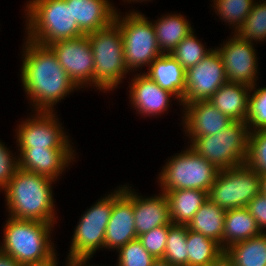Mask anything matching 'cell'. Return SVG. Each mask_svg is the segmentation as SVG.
Listing matches in <instances>:
<instances>
[{
	"label": "cell",
	"mask_w": 266,
	"mask_h": 266,
	"mask_svg": "<svg viewBox=\"0 0 266 266\" xmlns=\"http://www.w3.org/2000/svg\"><path fill=\"white\" fill-rule=\"evenodd\" d=\"M23 44L20 77L26 97H29L34 111L53 112L54 105L79 88L49 46L28 39Z\"/></svg>",
	"instance_id": "6da1fadb"
},
{
	"label": "cell",
	"mask_w": 266,
	"mask_h": 266,
	"mask_svg": "<svg viewBox=\"0 0 266 266\" xmlns=\"http://www.w3.org/2000/svg\"><path fill=\"white\" fill-rule=\"evenodd\" d=\"M55 180L17 168L2 190L9 217L55 223L56 211L52 183Z\"/></svg>",
	"instance_id": "7a4b0ae2"
},
{
	"label": "cell",
	"mask_w": 266,
	"mask_h": 266,
	"mask_svg": "<svg viewBox=\"0 0 266 266\" xmlns=\"http://www.w3.org/2000/svg\"><path fill=\"white\" fill-rule=\"evenodd\" d=\"M25 7L28 40L48 46L84 35L66 0H29Z\"/></svg>",
	"instance_id": "3957f363"
},
{
	"label": "cell",
	"mask_w": 266,
	"mask_h": 266,
	"mask_svg": "<svg viewBox=\"0 0 266 266\" xmlns=\"http://www.w3.org/2000/svg\"><path fill=\"white\" fill-rule=\"evenodd\" d=\"M3 231L0 251L23 266L51 258L56 252L50 234L54 224L9 217Z\"/></svg>",
	"instance_id": "277c9868"
},
{
	"label": "cell",
	"mask_w": 266,
	"mask_h": 266,
	"mask_svg": "<svg viewBox=\"0 0 266 266\" xmlns=\"http://www.w3.org/2000/svg\"><path fill=\"white\" fill-rule=\"evenodd\" d=\"M94 58V86L101 91H113L129 72L125 65L120 29L109 27L87 34Z\"/></svg>",
	"instance_id": "5b68a950"
},
{
	"label": "cell",
	"mask_w": 266,
	"mask_h": 266,
	"mask_svg": "<svg viewBox=\"0 0 266 266\" xmlns=\"http://www.w3.org/2000/svg\"><path fill=\"white\" fill-rule=\"evenodd\" d=\"M249 133L247 122L233 121L222 131L197 137L189 145L218 170L229 169L245 164Z\"/></svg>",
	"instance_id": "8992f818"
},
{
	"label": "cell",
	"mask_w": 266,
	"mask_h": 266,
	"mask_svg": "<svg viewBox=\"0 0 266 266\" xmlns=\"http://www.w3.org/2000/svg\"><path fill=\"white\" fill-rule=\"evenodd\" d=\"M120 14L117 11L114 24L122 34L125 65L133 74L139 67H149L162 52L156 41L152 21L135 10L128 12L123 18Z\"/></svg>",
	"instance_id": "52a82bcc"
},
{
	"label": "cell",
	"mask_w": 266,
	"mask_h": 266,
	"mask_svg": "<svg viewBox=\"0 0 266 266\" xmlns=\"http://www.w3.org/2000/svg\"><path fill=\"white\" fill-rule=\"evenodd\" d=\"M175 154L162 167L158 177L161 191L173 189H200L209 192L219 170L195 150Z\"/></svg>",
	"instance_id": "ba28073f"
},
{
	"label": "cell",
	"mask_w": 266,
	"mask_h": 266,
	"mask_svg": "<svg viewBox=\"0 0 266 266\" xmlns=\"http://www.w3.org/2000/svg\"><path fill=\"white\" fill-rule=\"evenodd\" d=\"M117 189L112 194L98 199L79 219L70 243L66 266L79 259L91 258L96 250L104 248L105 231L113 203L123 192V186Z\"/></svg>",
	"instance_id": "9c48e42d"
},
{
	"label": "cell",
	"mask_w": 266,
	"mask_h": 266,
	"mask_svg": "<svg viewBox=\"0 0 266 266\" xmlns=\"http://www.w3.org/2000/svg\"><path fill=\"white\" fill-rule=\"evenodd\" d=\"M260 193V175L246 164L219 170L208 198L222 209L246 207Z\"/></svg>",
	"instance_id": "30bf717a"
},
{
	"label": "cell",
	"mask_w": 266,
	"mask_h": 266,
	"mask_svg": "<svg viewBox=\"0 0 266 266\" xmlns=\"http://www.w3.org/2000/svg\"><path fill=\"white\" fill-rule=\"evenodd\" d=\"M54 112L36 111L23 120L16 129L18 148H74Z\"/></svg>",
	"instance_id": "8fae6325"
},
{
	"label": "cell",
	"mask_w": 266,
	"mask_h": 266,
	"mask_svg": "<svg viewBox=\"0 0 266 266\" xmlns=\"http://www.w3.org/2000/svg\"><path fill=\"white\" fill-rule=\"evenodd\" d=\"M226 82L225 68L217 49L211 51L196 65L186 70L185 91L179 105L209 100Z\"/></svg>",
	"instance_id": "7c38bea8"
},
{
	"label": "cell",
	"mask_w": 266,
	"mask_h": 266,
	"mask_svg": "<svg viewBox=\"0 0 266 266\" xmlns=\"http://www.w3.org/2000/svg\"><path fill=\"white\" fill-rule=\"evenodd\" d=\"M48 46L79 89L94 86V58L87 35L57 41Z\"/></svg>",
	"instance_id": "4fadbf2b"
},
{
	"label": "cell",
	"mask_w": 266,
	"mask_h": 266,
	"mask_svg": "<svg viewBox=\"0 0 266 266\" xmlns=\"http://www.w3.org/2000/svg\"><path fill=\"white\" fill-rule=\"evenodd\" d=\"M217 48L221 56L228 82L241 83L253 87L258 80V61L254 43L242 40L234 33Z\"/></svg>",
	"instance_id": "5bb4252c"
},
{
	"label": "cell",
	"mask_w": 266,
	"mask_h": 266,
	"mask_svg": "<svg viewBox=\"0 0 266 266\" xmlns=\"http://www.w3.org/2000/svg\"><path fill=\"white\" fill-rule=\"evenodd\" d=\"M123 186V192L114 200L110 220L105 231L104 248L116 251L137 239L133 210V190Z\"/></svg>",
	"instance_id": "9a60e30c"
},
{
	"label": "cell",
	"mask_w": 266,
	"mask_h": 266,
	"mask_svg": "<svg viewBox=\"0 0 266 266\" xmlns=\"http://www.w3.org/2000/svg\"><path fill=\"white\" fill-rule=\"evenodd\" d=\"M18 167L56 181L74 161L73 148H18Z\"/></svg>",
	"instance_id": "2e32d148"
},
{
	"label": "cell",
	"mask_w": 266,
	"mask_h": 266,
	"mask_svg": "<svg viewBox=\"0 0 266 266\" xmlns=\"http://www.w3.org/2000/svg\"><path fill=\"white\" fill-rule=\"evenodd\" d=\"M183 107L184 134L191 143L197 137L216 134L233 122L208 100L186 103Z\"/></svg>",
	"instance_id": "e0dca14e"
},
{
	"label": "cell",
	"mask_w": 266,
	"mask_h": 266,
	"mask_svg": "<svg viewBox=\"0 0 266 266\" xmlns=\"http://www.w3.org/2000/svg\"><path fill=\"white\" fill-rule=\"evenodd\" d=\"M131 79L129 96L131 106L138 114L145 116H158L163 114L170 107L171 98L174 95L167 90L162 89L145 73L135 74ZM167 109V110H166Z\"/></svg>",
	"instance_id": "ac0fdd59"
},
{
	"label": "cell",
	"mask_w": 266,
	"mask_h": 266,
	"mask_svg": "<svg viewBox=\"0 0 266 266\" xmlns=\"http://www.w3.org/2000/svg\"><path fill=\"white\" fill-rule=\"evenodd\" d=\"M66 1L71 5L73 20L84 35L105 29L114 23L117 10L109 0Z\"/></svg>",
	"instance_id": "d6986e66"
},
{
	"label": "cell",
	"mask_w": 266,
	"mask_h": 266,
	"mask_svg": "<svg viewBox=\"0 0 266 266\" xmlns=\"http://www.w3.org/2000/svg\"><path fill=\"white\" fill-rule=\"evenodd\" d=\"M160 193L150 198L146 196L143 198L133 190V210L137 237L156 227L172 223L167 198L163 192Z\"/></svg>",
	"instance_id": "ffe728a7"
},
{
	"label": "cell",
	"mask_w": 266,
	"mask_h": 266,
	"mask_svg": "<svg viewBox=\"0 0 266 266\" xmlns=\"http://www.w3.org/2000/svg\"><path fill=\"white\" fill-rule=\"evenodd\" d=\"M144 72L162 89L169 91L182 102L185 91L186 70L171 54H161Z\"/></svg>",
	"instance_id": "44dd1931"
},
{
	"label": "cell",
	"mask_w": 266,
	"mask_h": 266,
	"mask_svg": "<svg viewBox=\"0 0 266 266\" xmlns=\"http://www.w3.org/2000/svg\"><path fill=\"white\" fill-rule=\"evenodd\" d=\"M251 87L226 82L208 100L232 121L246 122Z\"/></svg>",
	"instance_id": "7402d4cb"
},
{
	"label": "cell",
	"mask_w": 266,
	"mask_h": 266,
	"mask_svg": "<svg viewBox=\"0 0 266 266\" xmlns=\"http://www.w3.org/2000/svg\"><path fill=\"white\" fill-rule=\"evenodd\" d=\"M161 192L167 198L172 224L187 225L208 199V192L200 189H173Z\"/></svg>",
	"instance_id": "603a6c76"
},
{
	"label": "cell",
	"mask_w": 266,
	"mask_h": 266,
	"mask_svg": "<svg viewBox=\"0 0 266 266\" xmlns=\"http://www.w3.org/2000/svg\"><path fill=\"white\" fill-rule=\"evenodd\" d=\"M256 220L247 207L226 210L223 231V250L261 234Z\"/></svg>",
	"instance_id": "cb8c5ba5"
},
{
	"label": "cell",
	"mask_w": 266,
	"mask_h": 266,
	"mask_svg": "<svg viewBox=\"0 0 266 266\" xmlns=\"http://www.w3.org/2000/svg\"><path fill=\"white\" fill-rule=\"evenodd\" d=\"M156 41L162 54H171L176 46L193 31V27L181 14H166L152 21Z\"/></svg>",
	"instance_id": "d4e9b609"
},
{
	"label": "cell",
	"mask_w": 266,
	"mask_h": 266,
	"mask_svg": "<svg viewBox=\"0 0 266 266\" xmlns=\"http://www.w3.org/2000/svg\"><path fill=\"white\" fill-rule=\"evenodd\" d=\"M225 213L224 209L208 198L186 226L189 230L218 242L223 249Z\"/></svg>",
	"instance_id": "484cf974"
},
{
	"label": "cell",
	"mask_w": 266,
	"mask_h": 266,
	"mask_svg": "<svg viewBox=\"0 0 266 266\" xmlns=\"http://www.w3.org/2000/svg\"><path fill=\"white\" fill-rule=\"evenodd\" d=\"M225 253L234 266H266V232L231 245Z\"/></svg>",
	"instance_id": "4316f807"
},
{
	"label": "cell",
	"mask_w": 266,
	"mask_h": 266,
	"mask_svg": "<svg viewBox=\"0 0 266 266\" xmlns=\"http://www.w3.org/2000/svg\"><path fill=\"white\" fill-rule=\"evenodd\" d=\"M188 266H206L225 252L221 245L187 228Z\"/></svg>",
	"instance_id": "83f0119b"
},
{
	"label": "cell",
	"mask_w": 266,
	"mask_h": 266,
	"mask_svg": "<svg viewBox=\"0 0 266 266\" xmlns=\"http://www.w3.org/2000/svg\"><path fill=\"white\" fill-rule=\"evenodd\" d=\"M187 226L169 224L163 260L173 266H188Z\"/></svg>",
	"instance_id": "f1b7e54d"
},
{
	"label": "cell",
	"mask_w": 266,
	"mask_h": 266,
	"mask_svg": "<svg viewBox=\"0 0 266 266\" xmlns=\"http://www.w3.org/2000/svg\"><path fill=\"white\" fill-rule=\"evenodd\" d=\"M215 13L236 32L242 27L252 10L254 0H212Z\"/></svg>",
	"instance_id": "f546056e"
},
{
	"label": "cell",
	"mask_w": 266,
	"mask_h": 266,
	"mask_svg": "<svg viewBox=\"0 0 266 266\" xmlns=\"http://www.w3.org/2000/svg\"><path fill=\"white\" fill-rule=\"evenodd\" d=\"M263 1V2H262ZM242 39L249 42L266 41V1H256L242 27L236 32Z\"/></svg>",
	"instance_id": "4dcf8cb0"
},
{
	"label": "cell",
	"mask_w": 266,
	"mask_h": 266,
	"mask_svg": "<svg viewBox=\"0 0 266 266\" xmlns=\"http://www.w3.org/2000/svg\"><path fill=\"white\" fill-rule=\"evenodd\" d=\"M200 40L190 32L171 52V55L178 61L185 70L198 64L212 48L207 49Z\"/></svg>",
	"instance_id": "1f68e13d"
},
{
	"label": "cell",
	"mask_w": 266,
	"mask_h": 266,
	"mask_svg": "<svg viewBox=\"0 0 266 266\" xmlns=\"http://www.w3.org/2000/svg\"><path fill=\"white\" fill-rule=\"evenodd\" d=\"M253 85L246 118L249 132L266 129V87ZM256 89V90H255ZM253 91V94H251Z\"/></svg>",
	"instance_id": "d6a6232c"
},
{
	"label": "cell",
	"mask_w": 266,
	"mask_h": 266,
	"mask_svg": "<svg viewBox=\"0 0 266 266\" xmlns=\"http://www.w3.org/2000/svg\"><path fill=\"white\" fill-rule=\"evenodd\" d=\"M245 164L259 174L266 173V129L249 133Z\"/></svg>",
	"instance_id": "836d02e7"
},
{
	"label": "cell",
	"mask_w": 266,
	"mask_h": 266,
	"mask_svg": "<svg viewBox=\"0 0 266 266\" xmlns=\"http://www.w3.org/2000/svg\"><path fill=\"white\" fill-rule=\"evenodd\" d=\"M117 253L118 266H151L155 261L138 238L120 247Z\"/></svg>",
	"instance_id": "e575fe53"
},
{
	"label": "cell",
	"mask_w": 266,
	"mask_h": 266,
	"mask_svg": "<svg viewBox=\"0 0 266 266\" xmlns=\"http://www.w3.org/2000/svg\"><path fill=\"white\" fill-rule=\"evenodd\" d=\"M168 231L169 224L162 225L142 234L137 238L140 240L142 246L147 250V252L155 258V260L163 259Z\"/></svg>",
	"instance_id": "d590c367"
},
{
	"label": "cell",
	"mask_w": 266,
	"mask_h": 266,
	"mask_svg": "<svg viewBox=\"0 0 266 266\" xmlns=\"http://www.w3.org/2000/svg\"><path fill=\"white\" fill-rule=\"evenodd\" d=\"M0 140V191L3 190L18 168V158Z\"/></svg>",
	"instance_id": "8d00e7d4"
},
{
	"label": "cell",
	"mask_w": 266,
	"mask_h": 266,
	"mask_svg": "<svg viewBox=\"0 0 266 266\" xmlns=\"http://www.w3.org/2000/svg\"><path fill=\"white\" fill-rule=\"evenodd\" d=\"M262 233L266 232V195L257 194L246 206Z\"/></svg>",
	"instance_id": "74e56055"
},
{
	"label": "cell",
	"mask_w": 266,
	"mask_h": 266,
	"mask_svg": "<svg viewBox=\"0 0 266 266\" xmlns=\"http://www.w3.org/2000/svg\"><path fill=\"white\" fill-rule=\"evenodd\" d=\"M206 266H234L232 259L223 252L217 259L210 262Z\"/></svg>",
	"instance_id": "f35d334b"
},
{
	"label": "cell",
	"mask_w": 266,
	"mask_h": 266,
	"mask_svg": "<svg viewBox=\"0 0 266 266\" xmlns=\"http://www.w3.org/2000/svg\"><path fill=\"white\" fill-rule=\"evenodd\" d=\"M0 266H21L16 259L0 251Z\"/></svg>",
	"instance_id": "ab89813d"
},
{
	"label": "cell",
	"mask_w": 266,
	"mask_h": 266,
	"mask_svg": "<svg viewBox=\"0 0 266 266\" xmlns=\"http://www.w3.org/2000/svg\"><path fill=\"white\" fill-rule=\"evenodd\" d=\"M57 252L49 259L42 261V262H38V263H32V264H26L23 266H58V262H57V256H56Z\"/></svg>",
	"instance_id": "60d3db41"
},
{
	"label": "cell",
	"mask_w": 266,
	"mask_h": 266,
	"mask_svg": "<svg viewBox=\"0 0 266 266\" xmlns=\"http://www.w3.org/2000/svg\"><path fill=\"white\" fill-rule=\"evenodd\" d=\"M260 175V193L266 195V173Z\"/></svg>",
	"instance_id": "b9f144b4"
},
{
	"label": "cell",
	"mask_w": 266,
	"mask_h": 266,
	"mask_svg": "<svg viewBox=\"0 0 266 266\" xmlns=\"http://www.w3.org/2000/svg\"><path fill=\"white\" fill-rule=\"evenodd\" d=\"M91 258H83V259H79L77 261H74L70 264V266H86L87 265V261H90ZM90 266V265H87ZM91 266H95V265H91ZM99 266V265H98ZM118 266V265H116Z\"/></svg>",
	"instance_id": "7bdbcfd3"
},
{
	"label": "cell",
	"mask_w": 266,
	"mask_h": 266,
	"mask_svg": "<svg viewBox=\"0 0 266 266\" xmlns=\"http://www.w3.org/2000/svg\"><path fill=\"white\" fill-rule=\"evenodd\" d=\"M151 266H173V265H171L170 263H168L163 259H157L153 262Z\"/></svg>",
	"instance_id": "ee69618b"
},
{
	"label": "cell",
	"mask_w": 266,
	"mask_h": 266,
	"mask_svg": "<svg viewBox=\"0 0 266 266\" xmlns=\"http://www.w3.org/2000/svg\"><path fill=\"white\" fill-rule=\"evenodd\" d=\"M124 1H125V0H124ZM126 1H127V2H131V1H132V2H133V1H134V2H135V1H136V2H139V1H140V2H143V1H146V0H143V1H142V0H126ZM147 1H148V0H147Z\"/></svg>",
	"instance_id": "f6af8a7d"
}]
</instances>
